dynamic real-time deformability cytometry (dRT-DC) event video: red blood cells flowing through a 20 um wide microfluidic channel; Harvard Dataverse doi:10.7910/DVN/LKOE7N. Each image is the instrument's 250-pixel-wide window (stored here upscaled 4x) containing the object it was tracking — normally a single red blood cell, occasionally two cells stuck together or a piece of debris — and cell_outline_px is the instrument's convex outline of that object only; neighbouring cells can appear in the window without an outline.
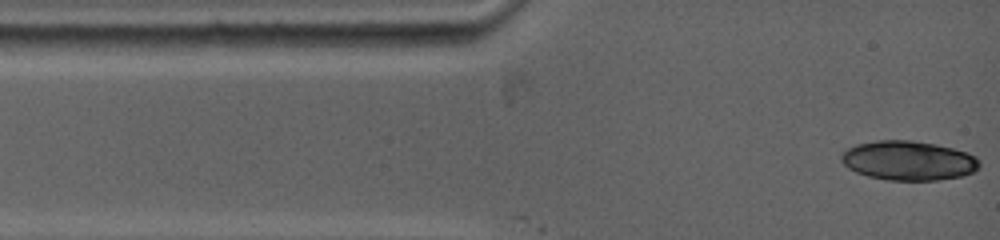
{"species": "common noctule bat (a hibernating species)", "species_latin": "Nyctalus noctula", "temperature_condition": "warm", "stored_images_in_passage": 4, "camera_frame_rate_fps": 5000, "um_per_image_px": 0.085, "animal": {"sex": "female", "body_mass_g": 19.0, "forearm_length_mm": 53.3}, "frame": {"image": 1, "passage_image": 1, "time_ms": 0.0, "image_size_px": [1000, 240], "cell_outline_px": [[980, 164], [972, 172], [964, 176], [936, 180], [888, 180], [868, 176], [856, 172], [848, 168], [840, 160], [840, 156], [848, 148], [856, 144], [876, 140], [912, 140], [936, 144], [968, 152], [976, 156], [980, 160]], "centroid_in_image_um": [77.22, 13.64], "position_along_channel_um": 7.8, "area_um2": 31.85}}